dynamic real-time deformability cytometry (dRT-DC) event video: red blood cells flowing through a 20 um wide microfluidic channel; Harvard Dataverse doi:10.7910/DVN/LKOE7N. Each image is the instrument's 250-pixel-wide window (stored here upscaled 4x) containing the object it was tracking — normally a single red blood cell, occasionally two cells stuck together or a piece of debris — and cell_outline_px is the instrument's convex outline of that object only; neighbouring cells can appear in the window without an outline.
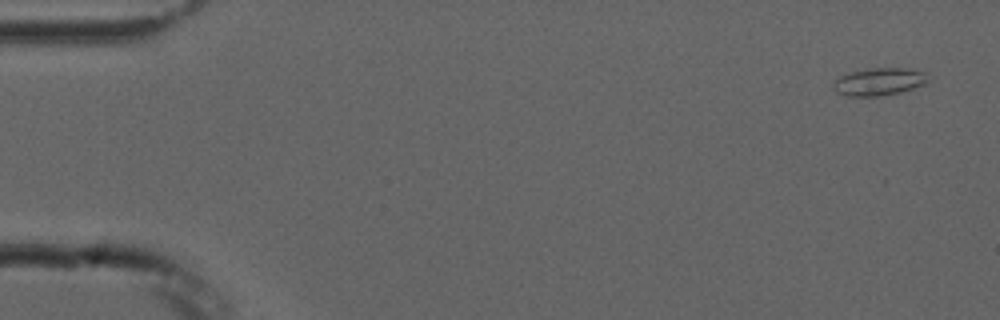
{"species": "common noctule bat (a hibernating species)", "species_latin": "Nyctalus noctula", "temperature_condition": "cold", "stored_images_in_passage": 4, "camera_frame_rate_fps": 3000, "um_per_image_px": 0.085, "animal": {"sex": "male", "forearm_length_mm": 52.5}, "frame": {"image": 1, "passage_image": 1, "time_ms": 0.0, "image_size_px": [1000, 320], "cell_outline_px": [[928, 80], [924, 84], [900, 92], [880, 96], [848, 96], [836, 92], [832, 88], [832, 84], [840, 76], [852, 72], [868, 68], [904, 68], [928, 72]], "centroid_in_image_um": [74.72, 6.94], "position_along_channel_um": 10.3, "area_um2": 15.2}}